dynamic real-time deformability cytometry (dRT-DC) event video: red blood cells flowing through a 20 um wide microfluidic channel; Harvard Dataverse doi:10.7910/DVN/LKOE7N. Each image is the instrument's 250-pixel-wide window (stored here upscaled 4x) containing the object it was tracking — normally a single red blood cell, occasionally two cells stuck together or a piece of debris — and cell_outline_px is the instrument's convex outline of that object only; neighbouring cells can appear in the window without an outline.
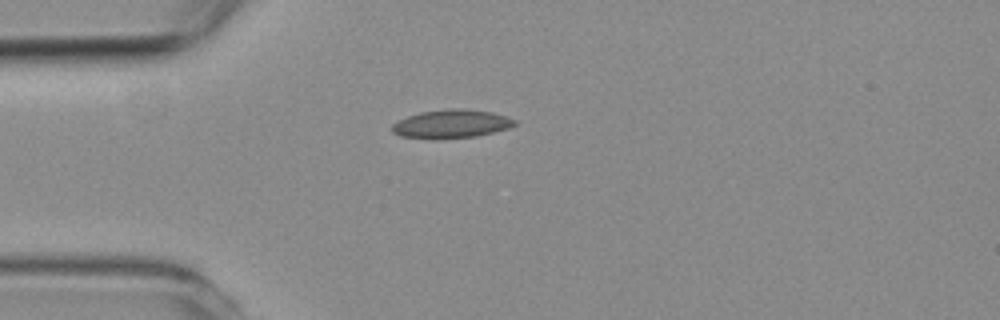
{"species": "common noctule bat (a hibernating species)", "species_latin": "Nyctalus noctula", "temperature_condition": "room temperature", "stored_images_in_passage": 7, "camera_frame_rate_fps": 3000, "um_per_image_px": 0.085, "animal": {"sex": "female", "body_mass_g": 19.3, "forearm_length_mm": 54.1}, "frame": {"image": 1, "passage_image": 1, "time_ms": 0.0, "image_size_px": [1000, 320], "cell_outline_px": [[516, 124], [508, 128], [476, 136], [432, 140], [400, 136], [392, 132], [392, 124], [408, 116], [420, 112], [448, 108], [460, 108], [492, 112], [516, 120]], "centroid_in_image_um": [38.32, 10.54], "position_along_channel_um": 46.7, "area_um2": 20.4}}
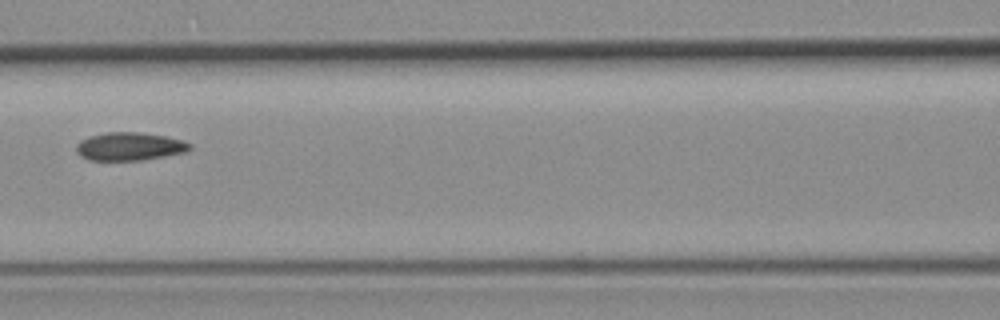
{"frame": {"image": 2, "passage_image": 4, "time_ms": 3.333, "image_size_px": [1000, 320], "cell_outline_px": [[192, 148], [184, 152], [164, 156], [140, 160], [88, 160], [80, 156], [76, 152], [76, 144], [80, 140], [88, 136], [104, 132], [140, 132], [164, 136], [184, 140], [192, 144]], "centroid_in_image_um": [10.98, 12.44], "position_along_channel_um": 155.6, "area_um2": 18.73}}
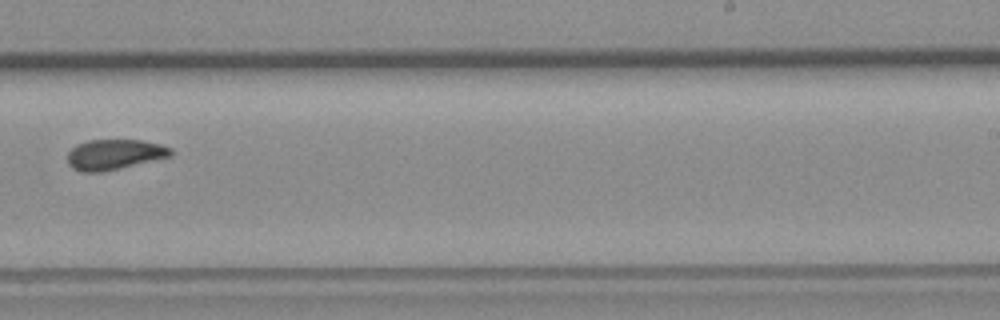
{"frame": {"image": 3, "passage_image": 7, "time_ms": 6.667, "image_size_px": [1000, 320], "cell_outline_px": [[172, 156], [120, 168], [100, 172], [80, 172], [72, 168], [68, 164], [68, 152], [76, 144], [88, 140], [140, 140], [160, 144], [172, 148]], "centroid_in_image_um": [9.71, 13.13], "position_along_channel_um": 279.3, "area_um2": 18.26}}